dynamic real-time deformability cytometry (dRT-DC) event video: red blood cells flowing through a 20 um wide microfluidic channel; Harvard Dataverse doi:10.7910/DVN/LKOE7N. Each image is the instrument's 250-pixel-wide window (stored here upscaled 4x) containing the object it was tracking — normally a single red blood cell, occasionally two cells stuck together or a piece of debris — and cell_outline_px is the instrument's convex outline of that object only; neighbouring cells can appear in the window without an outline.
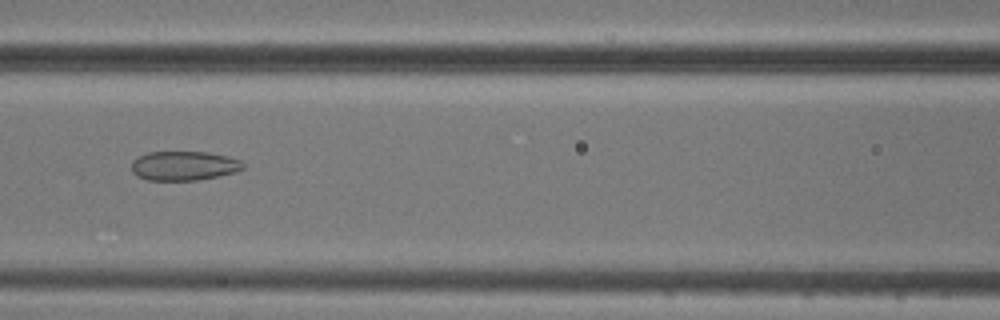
{"species": "common noctule bat (a hibernating species)", "species_latin": "Nyctalus noctula", "temperature_condition": "cold", "stored_images_in_passage": 8, "camera_frame_rate_fps": 3000, "um_per_image_px": 0.085, "animal": {"sex": "male", "body_mass_g": 20.5, "forearm_length_mm": 52.5}, "frame": {"image": 1, "passage_image": 5, "time_ms": 4.667, "image_size_px": [1000, 320], "cell_outline_px": [[244, 168], [236, 172], [220, 176], [196, 180], [148, 180], [136, 176], [132, 172], [132, 160], [148, 152], [208, 152], [228, 156], [240, 160], [244, 164]], "centroid_in_image_um": [15.65, 14.09], "position_along_channel_um": 151.0, "area_um2": 19.13}}
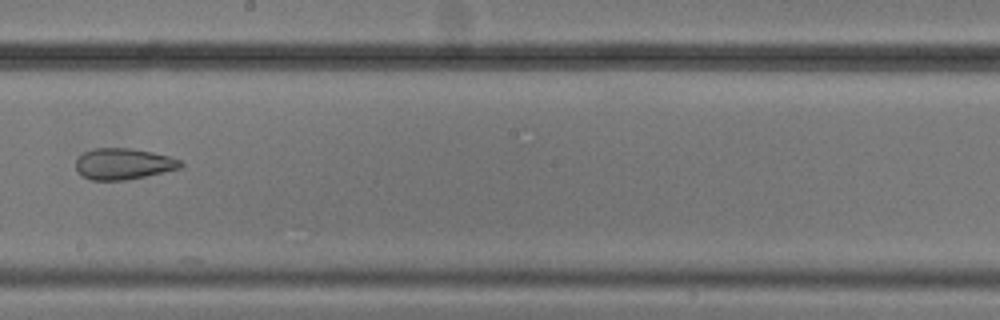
{"frame": {"image": 2, "passage_image": 7, "time_ms": 7.0, "image_size_px": [1000, 320], "cell_outline_px": [[184, 164], [180, 168], [128, 180], [92, 180], [84, 176], [76, 168], [76, 160], [84, 152], [92, 148], [132, 148], [152, 152], [168, 156], [180, 160]], "centroid_in_image_um": [10.5, 13.92], "position_along_channel_um": 237.7, "area_um2": 18.9}}
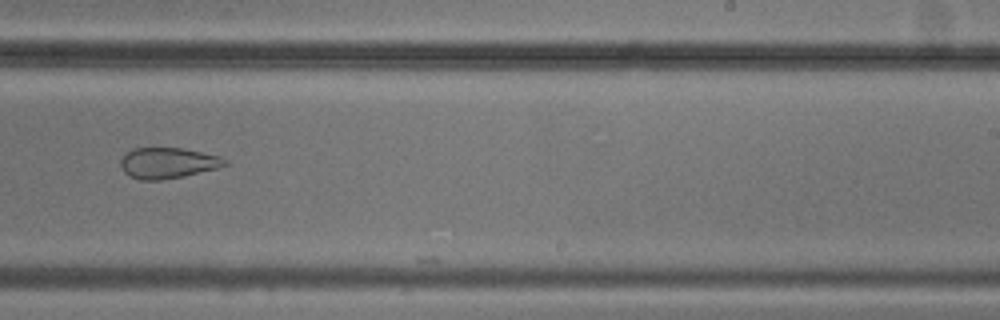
{"frame": {"image": 3, "passage_image": 8, "time_ms": 8.0, "image_size_px": [1000, 320], "cell_outline_px": [[228, 164], [216, 168], [184, 176], [160, 180], [140, 180], [124, 172], [120, 164], [120, 160], [132, 148], [184, 148], [220, 156], [228, 160]], "centroid_in_image_um": [14.28, 13.85], "position_along_channel_um": 274.7, "area_um2": 18.61}}